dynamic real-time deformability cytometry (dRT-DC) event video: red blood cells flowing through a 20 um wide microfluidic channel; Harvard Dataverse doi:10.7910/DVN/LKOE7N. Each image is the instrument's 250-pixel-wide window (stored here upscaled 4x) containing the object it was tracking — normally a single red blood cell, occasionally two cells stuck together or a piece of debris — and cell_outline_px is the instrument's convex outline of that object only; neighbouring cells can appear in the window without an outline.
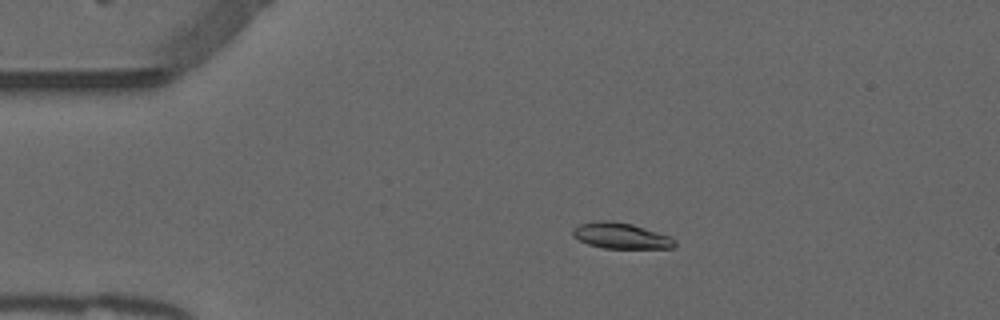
{"species": "common noctule bat (a hibernating species)", "species_latin": "Nyctalus noctula", "temperature_condition": "warm", "stored_images_in_passage": 52, "camera_frame_rate_fps": 3000, "um_per_image_px": 0.085, "animal": {"sex": "male", "forearm_length_mm": 52.5}, "frame": {"image": 1, "passage_image": 10, "time_ms": 3.0, "image_size_px": [1000, 320], "cell_outline_px": [[676, 244], [672, 248], [604, 248], [588, 244], [572, 236], [572, 228], [580, 224], [596, 220], [608, 220], [632, 224], [668, 236], [676, 240]], "centroid_in_image_um": [52.73, 20.03], "position_along_channel_um": 32.3, "area_um2": 15.26}}
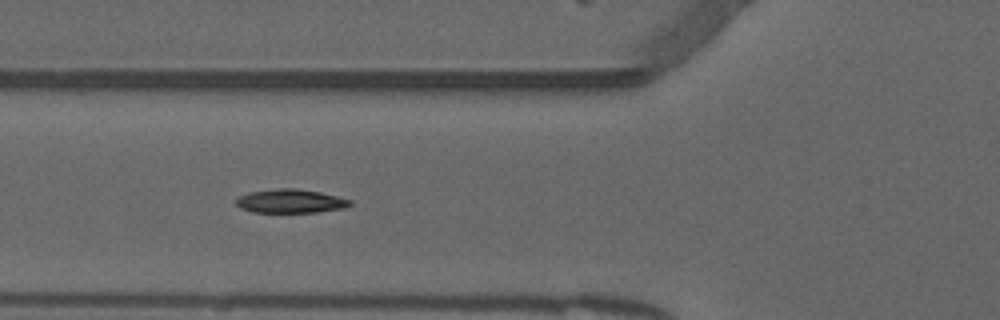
{"frame": {"image": 2, "passage_image": 19, "time_ms": 6.0, "image_size_px": [1000, 320], "cell_outline_px": [[352, 204], [344, 208], [316, 212], [252, 212], [240, 208], [236, 204], [236, 200], [240, 196], [248, 192], [280, 188], [296, 188], [320, 192], [352, 200]], "centroid_in_image_um": [24.69, 17.09], "position_along_channel_um": 101.1, "area_um2": 15.72}}
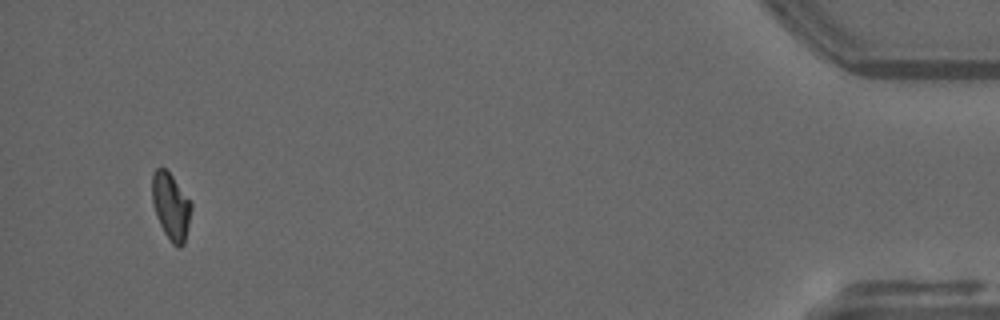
{"frame": {"image": 3, "passage_image": 50, "time_ms": 16.333, "image_size_px": [1000, 320], "cell_outline_px": [[192, 208], [184, 244], [180, 248], [172, 244], [164, 232], [156, 216], [152, 204], [152, 172], [156, 168], [164, 168], [172, 176], [192, 200]], "centroid_in_image_um": [14.53, 17.53], "position_along_channel_um": 420.7, "area_um2": 15.43}, "authors_computed_cell_mechanics": {"area_um2": 15.6349, "velocity_mm_per_s": 3.8776, "shape_relaxation_time_tau1_ms": 5.1007, "shape_relaxation_time_tau2_ms": 2.4093, "deformation_change_tau1": 0.1668, "deformation_change_tau2": 0.0623}}